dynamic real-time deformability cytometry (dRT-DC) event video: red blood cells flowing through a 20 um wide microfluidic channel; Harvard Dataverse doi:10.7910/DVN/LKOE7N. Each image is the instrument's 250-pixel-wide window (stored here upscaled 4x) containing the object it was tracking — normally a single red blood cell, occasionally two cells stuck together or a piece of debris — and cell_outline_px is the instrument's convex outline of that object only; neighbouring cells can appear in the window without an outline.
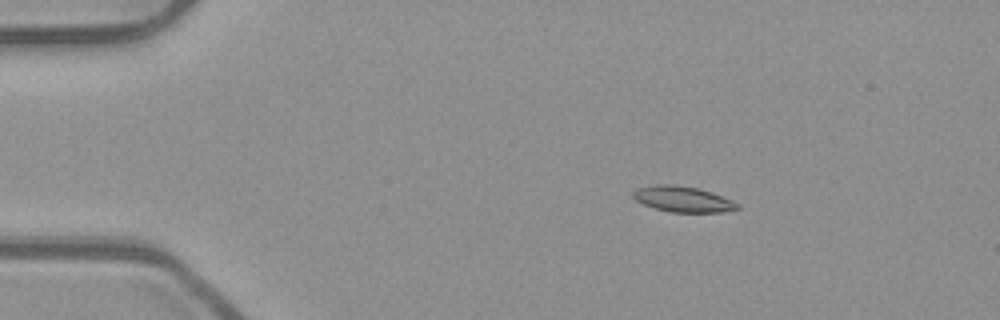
{"species": "common noctule bat (a hibernating species)", "species_latin": "Nyctalus noctula", "temperature_condition": "room temperature", "stored_images_in_passage": 53, "camera_frame_rate_fps": 3000, "um_per_image_px": 0.085, "animal": {"sex": "male", "body_mass_g": 23.1, "forearm_length_mm": 52.7}, "frame": {"image": 1, "passage_image": 8, "time_ms": 2.333, "image_size_px": [1000, 320], "cell_outline_px": [[740, 208], [720, 212], [672, 212], [656, 208], [644, 204], [636, 200], [632, 196], [632, 192], [640, 188], [656, 184], [668, 184], [696, 188], [712, 192], [732, 200], [740, 204]], "centroid_in_image_um": [58.07, 16.93], "position_along_channel_um": 26.9, "area_um2": 15.37}}
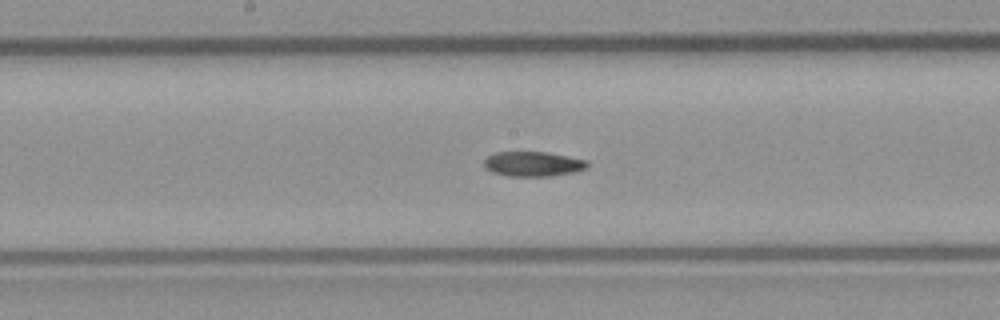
{"frame": {"image": 2, "passage_image": 27, "time_ms": 8.667, "image_size_px": [1000, 320], "cell_outline_px": [[588, 168], [572, 172], [552, 176], [508, 176], [492, 172], [484, 168], [484, 160], [488, 156], [496, 152], [548, 152], [588, 160]], "centroid_in_image_um": [45.31, 13.93], "position_along_channel_um": 202.9, "area_um2": 15.03}}
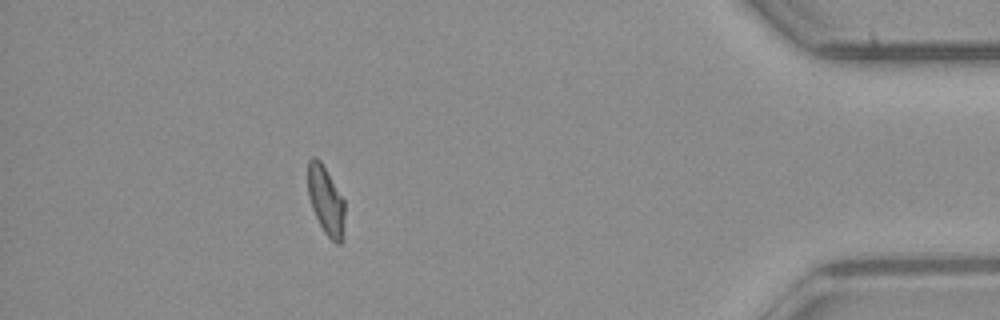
{"frame": {"image": 3, "passage_image": 47, "time_ms": 15.333, "image_size_px": [1000, 320], "cell_outline_px": [[344, 216], [340, 244], [336, 244], [324, 232], [312, 208], [308, 196], [308, 160], [312, 156], [316, 156], [320, 160], [344, 200]], "centroid_in_image_um": [27.67, 17.0], "position_along_channel_um": 407.5, "area_um2": 14.39}}